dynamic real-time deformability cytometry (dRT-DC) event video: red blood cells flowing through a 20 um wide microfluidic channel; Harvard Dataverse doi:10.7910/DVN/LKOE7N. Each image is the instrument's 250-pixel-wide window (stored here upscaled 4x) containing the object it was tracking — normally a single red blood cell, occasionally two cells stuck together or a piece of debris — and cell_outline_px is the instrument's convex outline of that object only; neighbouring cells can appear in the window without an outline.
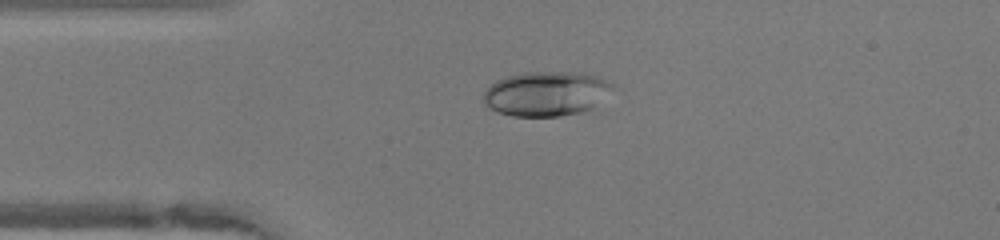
{"species": "human", "species_latin": "Homo sapiens", "temperature_condition": "warm", "stored_images_in_passage": 42, "camera_frame_rate_fps": 3000, "um_per_image_px": 0.085, "donor": {"sex": "female"}, "frame": {"image": 1, "passage_image": 4, "time_ms": 1.0, "image_size_px": [1000, 240], "cell_outline_px": [[612, 88], [592, 108], [580, 112], [560, 116], [512, 116], [496, 112], [488, 108], [484, 104], [484, 92], [496, 80], [520, 72], [576, 72], [596, 76], [612, 84]], "centroid_in_image_um": [46.36, 7.96], "position_along_channel_um": 38.6, "area_um2": 33.29}}
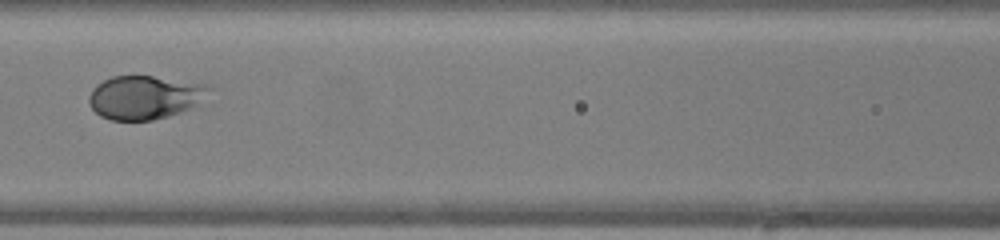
{"frame": {"image": 2, "passage_image": 14, "time_ms": 4.333, "image_size_px": [1000, 240], "cell_outline_px": [[212, 88], [196, 104], [180, 112], [168, 116], [152, 120], [112, 120], [100, 116], [88, 104], [88, 96], [92, 88], [96, 84], [112, 76], [152, 76], [204, 84]], "centroid_in_image_um": [12.22, 8.27], "position_along_channel_um": 154.4, "area_um2": 30.17}}
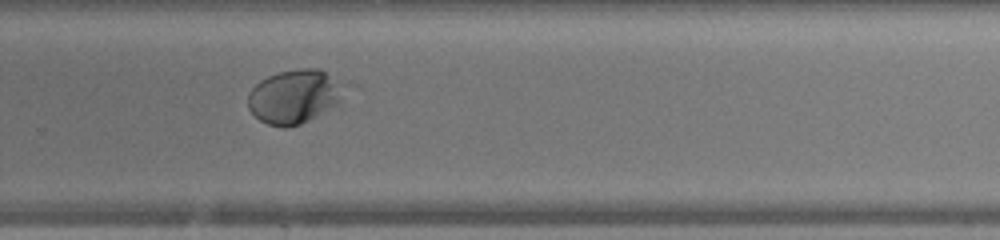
{"frame": {"image": 3, "passage_image": 25, "time_ms": 8.0, "image_size_px": [1000, 240], "cell_outline_px": [[360, 88], [336, 104], [316, 116], [300, 124], [288, 128], [284, 128], [268, 124], [260, 120], [248, 108], [248, 92], [260, 80], [268, 76], [280, 72], [296, 68], [320, 68], [356, 84]], "centroid_in_image_um": [25.26, 8.14], "position_along_channel_um": 304.5, "area_um2": 32.02}, "authors_computed_cell_mechanics": {"area_um2": 31.1253, "velocity_mm_per_s": 4.1401, "shape_relaxation_time_tau1_ms": 2.9606, "shape_relaxation_time_tau2_ms": null, "deformation_change_tau1": 0.2083, "deformation_change_tau2": null}}